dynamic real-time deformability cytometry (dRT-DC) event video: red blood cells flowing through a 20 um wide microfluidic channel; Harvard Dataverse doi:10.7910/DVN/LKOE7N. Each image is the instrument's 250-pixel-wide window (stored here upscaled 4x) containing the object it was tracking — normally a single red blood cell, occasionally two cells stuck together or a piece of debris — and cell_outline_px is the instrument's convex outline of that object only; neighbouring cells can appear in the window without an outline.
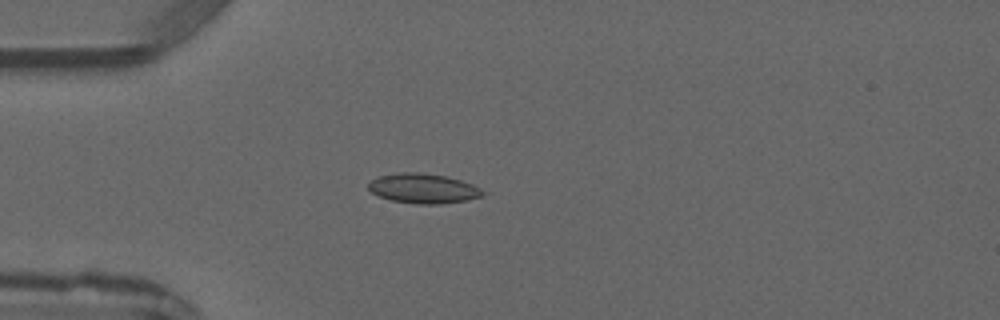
{"species": "common noctule bat (a hibernating species)", "species_latin": "Nyctalus noctula", "temperature_condition": "warm", "stored_images_in_passage": 1, "camera_frame_rate_fps": 3000, "um_per_image_px": 0.085, "animal": {"sex": "male", "forearm_length_mm": 52.5}, "frame": {"image": 1, "passage_image": 1, "time_ms": 0.0, "image_size_px": [1000, 320], "cell_outline_px": [[492, 192], [480, 196], [464, 200], [440, 204], [416, 204], [392, 200], [380, 196], [372, 192], [368, 188], [368, 184], [376, 176], [400, 172], [416, 172], [448, 176], [472, 184]], "centroid_in_image_um": [36.02, 16.01], "position_along_channel_um": 49.0, "area_um2": 19.94}}